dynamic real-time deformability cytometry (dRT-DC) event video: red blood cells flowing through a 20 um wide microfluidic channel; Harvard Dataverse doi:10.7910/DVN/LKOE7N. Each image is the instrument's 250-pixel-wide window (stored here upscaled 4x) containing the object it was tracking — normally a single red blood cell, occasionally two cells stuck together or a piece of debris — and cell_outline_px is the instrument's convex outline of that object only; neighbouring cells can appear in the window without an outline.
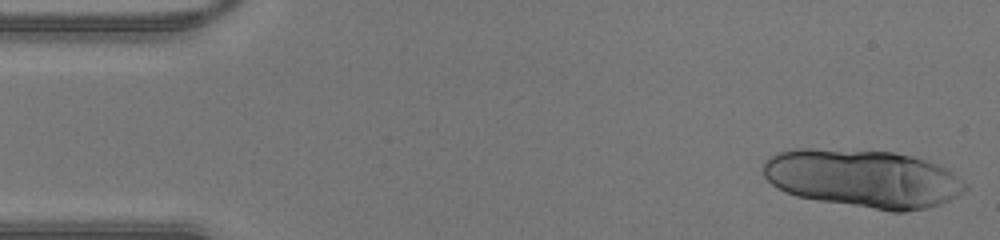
{"species": "human", "species_latin": "Homo sapiens", "temperature_condition": "warm", "stored_images_in_passage": 15, "camera_frame_rate_fps": 3000, "um_per_image_px": 0.085, "donor": {"sex": "male"}, "frame": {"image": 1, "passage_image": 1, "time_ms": 0.0, "image_size_px": [1000, 240], "cell_outline_px": [[968, 188], [964, 192], [940, 204], [928, 208], [904, 212], [892, 212], [796, 196], [784, 192], [776, 188], [764, 176], [764, 160], [780, 152], [792, 148], [808, 148], [892, 152], [912, 156], [936, 164], [952, 172], [968, 184]], "centroid_in_image_um": [73.36, 15.18], "position_along_channel_um": 11.6, "area_um2": 68.38}}
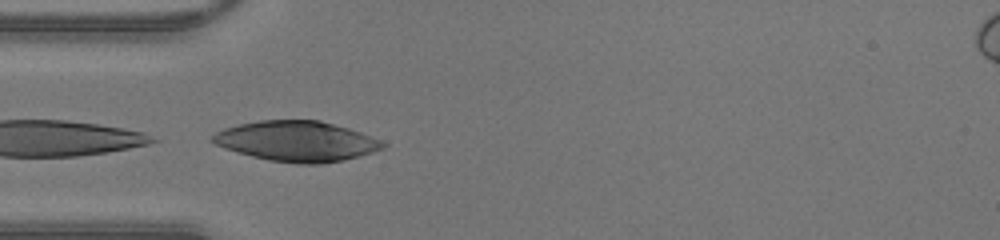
{"frame": {"image": 2, "passage_image": 13, "time_ms": 4.0, "image_size_px": [1000, 240], "cell_outline_px": [[388, 144], [384, 148], [360, 156], [344, 160], [320, 164], [296, 164], [268, 160], [252, 156], [224, 148], [216, 144], [212, 140], [212, 136], [216, 132], [224, 128], [236, 124], [260, 120], [320, 120], [348, 128], [360, 132], [380, 140]], "centroid_in_image_um": [25.23, 12.0], "position_along_channel_um": 59.8, "area_um2": 40.0}}